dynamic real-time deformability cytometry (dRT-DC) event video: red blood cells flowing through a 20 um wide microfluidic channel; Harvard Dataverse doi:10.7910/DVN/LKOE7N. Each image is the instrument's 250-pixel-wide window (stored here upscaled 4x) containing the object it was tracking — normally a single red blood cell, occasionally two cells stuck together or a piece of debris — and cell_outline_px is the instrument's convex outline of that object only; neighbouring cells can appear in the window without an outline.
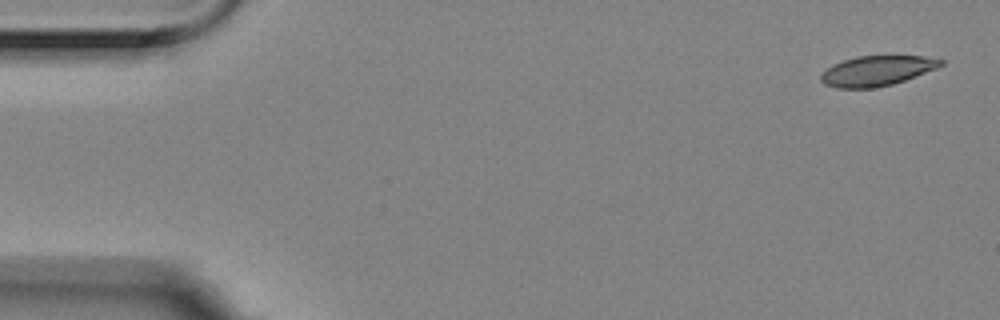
{"species": "Egyptian fruit bat (a non-hibernating species)", "species_latin": "Rousettus aegyptiacus", "temperature_condition": "room temperature", "stored_images_in_passage": 7, "camera_frame_rate_fps": 3000, "um_per_image_px": 0.085, "animal": {"sex": "female"}, "frame": {"image": 1, "passage_image": 1, "time_ms": 0.0, "image_size_px": [1000, 320], "cell_outline_px": [[944, 64], [936, 68], [904, 80], [892, 84], [872, 88], [836, 88], [824, 84], [820, 80], [820, 76], [832, 64], [856, 56], [888, 52], [924, 56], [944, 60]], "centroid_in_image_um": [74.56, 5.95], "position_along_channel_um": 10.4, "area_um2": 21.79}}
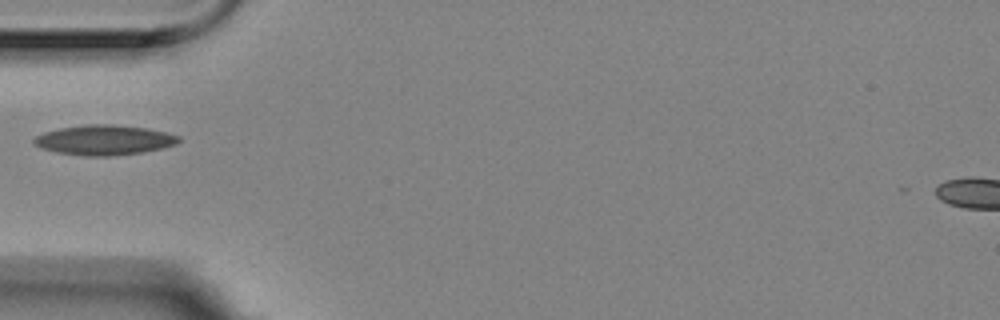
{"frame": {"image": 2, "passage_image": 5, "time_ms": 1.333, "image_size_px": [1000, 320], "cell_outline_px": [[180, 140], [176, 144], [164, 148], [144, 152], [112, 156], [84, 156], [56, 152], [40, 148], [32, 144], [32, 140], [36, 136], [44, 132], [60, 128], [84, 124], [112, 124], [148, 128], [180, 136]], "centroid_in_image_um": [8.84, 11.9], "position_along_channel_um": 76.2, "area_um2": 25.55}}
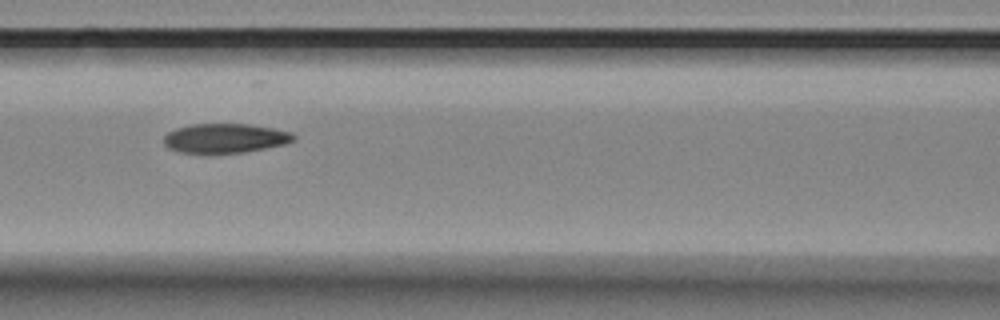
{"frame": {"image": 3, "passage_image": 7, "time_ms": 2.0, "image_size_px": [1000, 320], "cell_outline_px": [[296, 140], [284, 144], [244, 152], [180, 152], [168, 148], [164, 144], [164, 136], [168, 132], [176, 128], [192, 124], [248, 124], [272, 128], [292, 132], [296, 136]], "centroid_in_image_um": [19.15, 11.73], "position_along_channel_um": 147.5, "area_um2": 21.96}}